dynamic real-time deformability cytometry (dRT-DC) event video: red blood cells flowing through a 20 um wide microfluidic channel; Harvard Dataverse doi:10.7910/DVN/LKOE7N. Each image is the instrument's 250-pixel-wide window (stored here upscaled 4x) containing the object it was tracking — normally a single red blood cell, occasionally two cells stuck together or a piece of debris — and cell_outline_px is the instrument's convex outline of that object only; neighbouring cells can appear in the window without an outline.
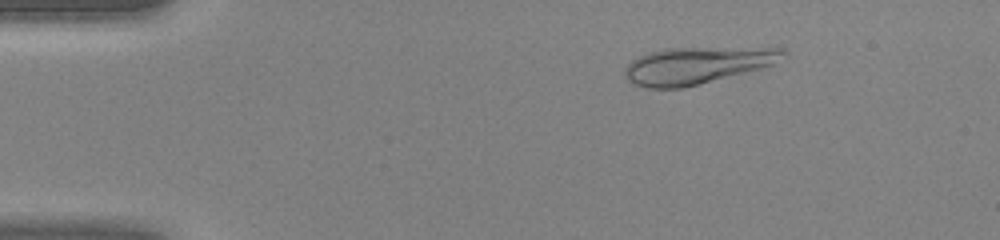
{"species": "human", "species_latin": "Homo sapiens", "temperature_condition": "warm", "stored_images_in_passage": 45, "camera_frame_rate_fps": 3000, "um_per_image_px": 0.085, "donor": {"sex": "female"}, "frame": {"image": 1, "passage_image": 7, "time_ms": 2.0, "image_size_px": [1000, 240], "cell_outline_px": [[788, 52], [772, 64], [764, 68], [680, 88], [644, 88], [632, 84], [624, 76], [624, 68], [632, 60], [640, 56], [664, 48], [776, 44], [784, 48]], "centroid_in_image_um": [59.38, 5.48], "position_along_channel_um": 25.6, "area_um2": 35.43}}
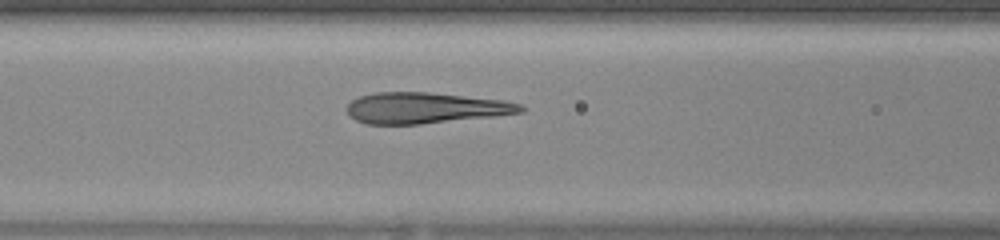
{"frame": {"image": 2, "passage_image": 19, "time_ms": 6.0, "image_size_px": [1000, 240], "cell_outline_px": [[524, 112], [496, 116], [420, 124], [364, 124], [348, 116], [348, 104], [352, 100], [360, 96], [376, 92], [428, 92], [504, 100], [520, 104], [524, 108]], "centroid_in_image_um": [36.15, 9.18], "position_along_channel_um": 130.5, "area_um2": 31.39}}
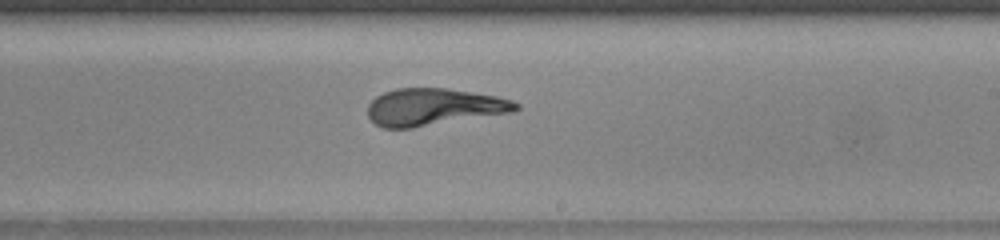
{"frame": {"image": 3, "passage_image": 27, "time_ms": 8.667, "image_size_px": [1000, 240], "cell_outline_px": [[520, 108], [512, 112], [412, 128], [384, 128], [376, 124], [368, 116], [368, 104], [376, 96], [384, 92], [396, 88], [448, 88], [496, 96], [512, 100], [520, 104]], "centroid_in_image_um": [36.86, 9.09], "position_along_channel_um": 252.1, "area_um2": 31.96}}